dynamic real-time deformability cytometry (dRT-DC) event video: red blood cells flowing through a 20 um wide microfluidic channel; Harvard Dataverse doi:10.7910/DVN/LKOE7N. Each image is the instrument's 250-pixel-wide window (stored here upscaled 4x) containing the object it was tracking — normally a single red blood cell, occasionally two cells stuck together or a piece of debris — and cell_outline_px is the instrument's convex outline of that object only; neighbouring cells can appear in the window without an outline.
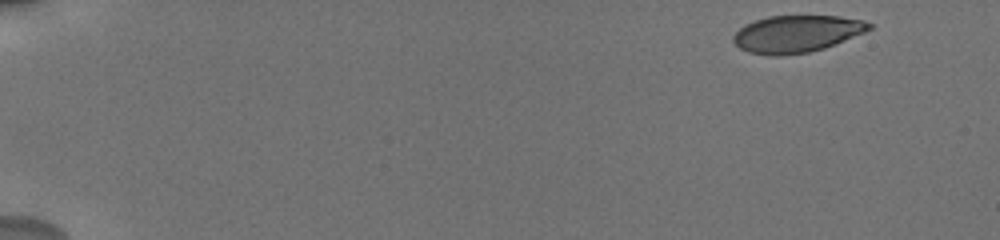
{"species": "human", "species_latin": "Homo sapiens", "temperature_condition": "cold", "stored_images_in_passage": 11, "camera_frame_rate_fps": 3000, "um_per_image_px": 0.085, "donor": {"sex": "male"}, "frame": {"image": 1, "passage_image": 1, "time_ms": 0.0, "image_size_px": [1000, 240], "cell_outline_px": [[872, 28], [864, 32], [824, 48], [808, 52], [780, 56], [768, 56], [748, 52], [740, 48], [732, 40], [732, 36], [744, 24], [768, 16], [840, 16], [864, 20], [872, 24]], "centroid_in_image_um": [67.69, 2.88], "position_along_channel_um": 17.3, "area_um2": 29.3}}
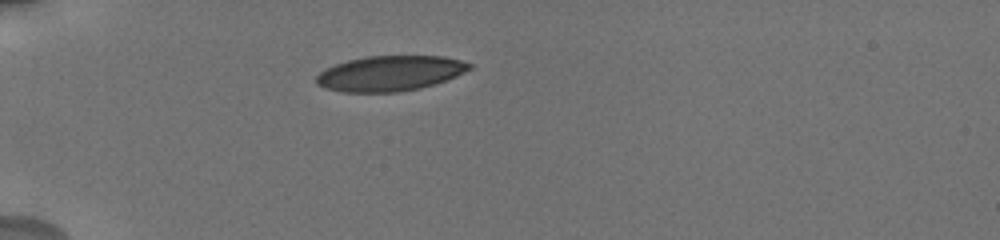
{"frame": {"image": 2, "passage_image": 7, "time_ms": 4.333, "image_size_px": [1000, 240], "cell_outline_px": [[472, 68], [456, 76], [420, 88], [396, 92], [344, 92], [324, 88], [316, 84], [316, 76], [324, 68], [348, 60], [364, 56], [444, 56], [460, 60], [472, 64]], "centroid_in_image_um": [33.11, 6.23], "position_along_channel_um": 51.9, "area_um2": 31.39}}
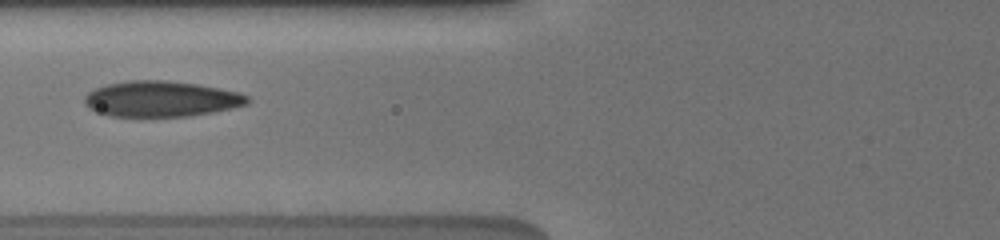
{"frame": {"image": 3, "passage_image": 10, "time_ms": 6.667, "image_size_px": [1000, 240], "cell_outline_px": [[252, 100], [248, 104], [232, 108], [212, 112], [188, 116], [112, 116], [96, 112], [88, 108], [84, 104], [84, 96], [88, 92], [96, 88], [108, 84], [128, 80], [168, 80], [196, 84], [220, 88], [240, 92], [248, 96]], "centroid_in_image_um": [13.71, 8.4], "position_along_channel_um": 112.1, "area_um2": 34.04}}